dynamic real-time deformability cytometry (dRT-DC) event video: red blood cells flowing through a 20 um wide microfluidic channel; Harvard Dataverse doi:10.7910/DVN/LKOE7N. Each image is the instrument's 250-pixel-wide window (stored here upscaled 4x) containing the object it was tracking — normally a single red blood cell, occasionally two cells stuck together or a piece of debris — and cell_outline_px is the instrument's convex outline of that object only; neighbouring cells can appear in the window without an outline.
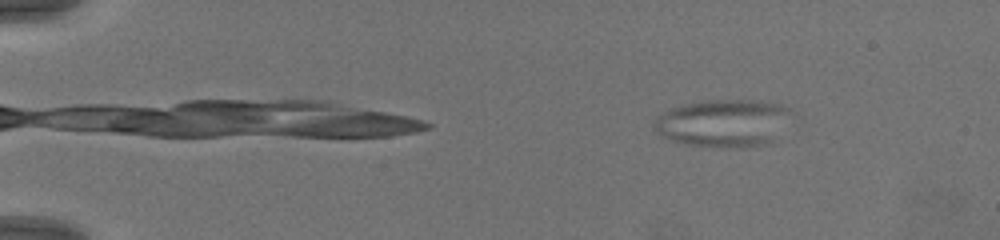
{"species": "common noctule bat (a hibernating species)", "species_latin": "Nyctalus noctula", "temperature_condition": "warm", "stored_images_in_passage": 73, "camera_frame_rate_fps": 3000, "um_per_image_px": 0.085, "animal": {"sex": "female", "body_mass_g": 19.5, "forearm_length_mm": 54.1}, "frame": {"image": 1, "passage_image": 11, "time_ms": 3.333, "image_size_px": [1000, 240], "cell_outline_px": [[788, 108], [772, 140], [740, 148], [724, 148], [688, 144], [672, 140], [656, 132], [656, 120], [664, 112], [672, 108], [704, 100], [752, 100], [776, 104]], "centroid_in_image_um": [61.37, 10.46], "position_along_channel_um": 23.6, "area_um2": 36.18}}
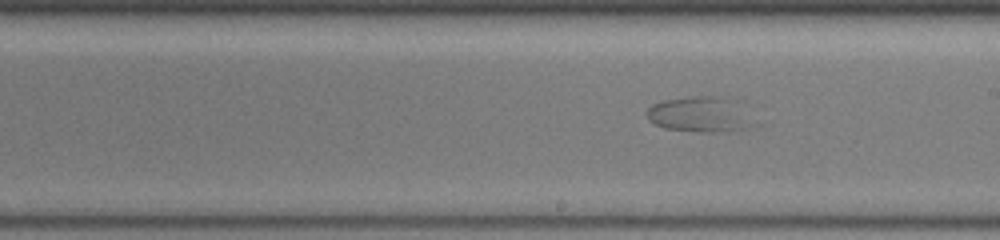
{"frame": {"image": 2, "passage_image": 44, "time_ms": 14.333, "image_size_px": [1000, 240], "cell_outline_px": [[744, 128], [728, 132], [696, 132], [664, 128], [648, 120], [648, 108], [652, 104], [664, 100], [700, 96], [720, 96]], "centroid_in_image_um": [59.03, 9.76], "position_along_channel_um": 230.0, "area_um2": 19.25}}
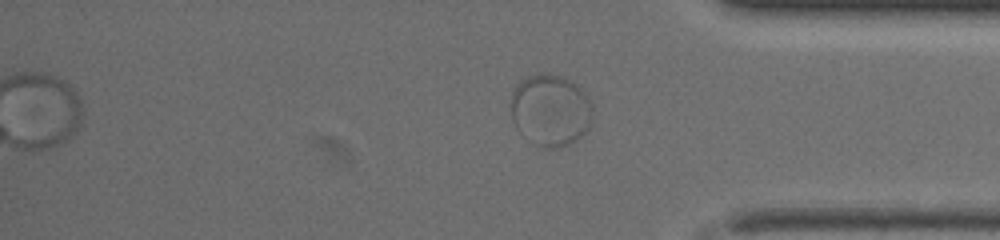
{"frame": {"image": 3, "passage_image": 61, "time_ms": 20.0, "image_size_px": [1000, 240], "cell_outline_px": [[592, 120], [588, 128], [576, 140], [560, 148], [544, 148], [528, 140], [516, 128], [512, 120], [512, 92], [516, 84], [520, 80], [528, 76], [560, 76], [568, 80], [580, 88], [584, 92], [592, 104]], "centroid_in_image_um": [46.79, 9.41], "position_along_channel_um": 388.4, "area_um2": 33.76}}